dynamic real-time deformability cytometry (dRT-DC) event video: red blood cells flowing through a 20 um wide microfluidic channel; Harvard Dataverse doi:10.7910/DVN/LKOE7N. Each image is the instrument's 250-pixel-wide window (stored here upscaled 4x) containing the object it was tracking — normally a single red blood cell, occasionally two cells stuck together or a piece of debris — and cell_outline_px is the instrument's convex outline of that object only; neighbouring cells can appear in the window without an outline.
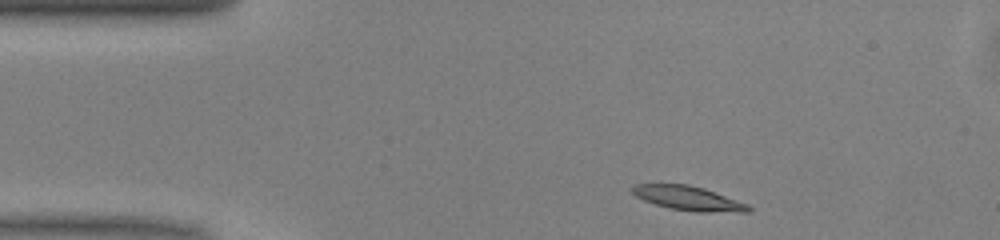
{"species": "common noctule bat (a hibernating species)", "species_latin": "Nyctalus noctula", "temperature_condition": "warm", "stored_images_in_passage": 43, "camera_frame_rate_fps": 3000, "um_per_image_px": 0.085, "animal": {"sex": "male", "body_mass_g": 13.0, "forearm_length_mm": 53.1}, "frame": {"image": 1, "passage_image": 1, "time_ms": 0.0, "image_size_px": [1000, 240], "cell_outline_px": [[752, 212], [696, 212], [668, 208], [644, 200], [636, 196], [632, 192], [632, 188], [636, 184], [688, 184], [704, 188], [748, 204], [752, 208]], "centroid_in_image_um": [58.55, 16.86], "position_along_channel_um": 26.5, "area_um2": 16.42}}
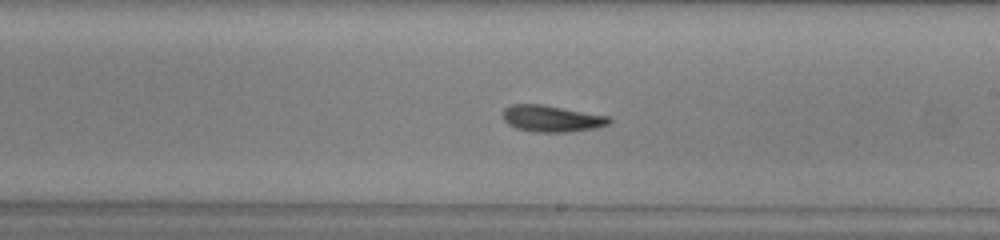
{"frame": {"image": 2, "passage_image": 21, "time_ms": 6.667, "image_size_px": [1000, 240], "cell_outline_px": [[612, 120], [608, 124], [596, 128], [568, 132], [536, 132], [516, 128], [508, 124], [504, 120], [504, 108], [512, 104], [540, 104], [608, 116]], "centroid_in_image_um": [46.88, 10.08], "position_along_channel_um": 242.1, "area_um2": 16.24}}
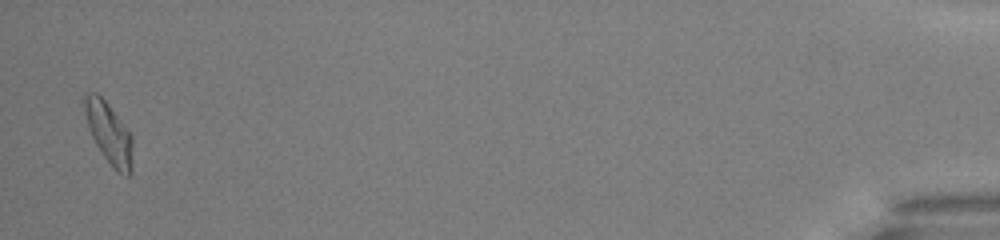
{"frame": {"image": 3, "passage_image": 42, "time_ms": 13.667, "image_size_px": [1000, 240], "cell_outline_px": [[132, 172], [128, 176], [124, 176], [116, 172], [104, 156], [96, 144], [92, 136], [80, 100], [80, 96], [84, 92], [96, 92], [108, 104], [132, 136]], "centroid_in_image_um": [9.22, 11.28], "position_along_channel_um": 426.0, "area_um2": 17.34}, "authors_computed_cell_mechanics": {"area_um2": 16.2996, "velocity_mm_per_s": 4.053, "shape_relaxation_time_tau1_ms": 5.0208, "shape_relaxation_time_tau2_ms": 3.6502, "deformation_change_tau1": 0.1848, "deformation_change_tau2": 0.1182}}